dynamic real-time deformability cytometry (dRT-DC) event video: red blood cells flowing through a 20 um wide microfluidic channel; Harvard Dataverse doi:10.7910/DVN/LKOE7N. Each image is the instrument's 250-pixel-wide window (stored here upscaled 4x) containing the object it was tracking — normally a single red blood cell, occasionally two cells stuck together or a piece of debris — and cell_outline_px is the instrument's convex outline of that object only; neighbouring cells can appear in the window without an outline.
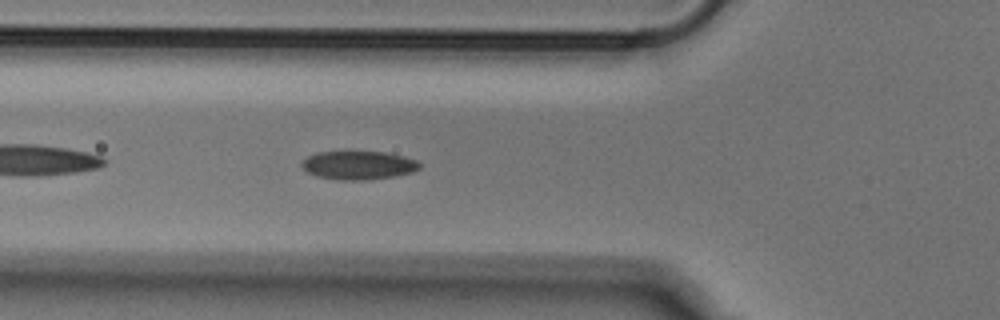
{"species": "Egyptian fruit bat (a non-hibernating species)", "species_latin": "Rousettus aegyptiacus", "temperature_condition": "cold", "stored_images_in_passage": 40, "camera_frame_rate_fps": 3000, "um_per_image_px": 0.085, "animal": {"sex": "male"}, "frame": {"image": 1, "passage_image": 5, "time_ms": 1.333, "image_size_px": [1000, 320], "cell_outline_px": [[420, 168], [412, 172], [392, 176], [368, 180], [336, 180], [316, 176], [308, 172], [300, 164], [308, 156], [316, 152], [388, 152], [404, 156], [416, 160], [420, 164]], "centroid_in_image_um": [30.46, 14.05], "position_along_channel_um": 95.3, "area_um2": 19.54}}
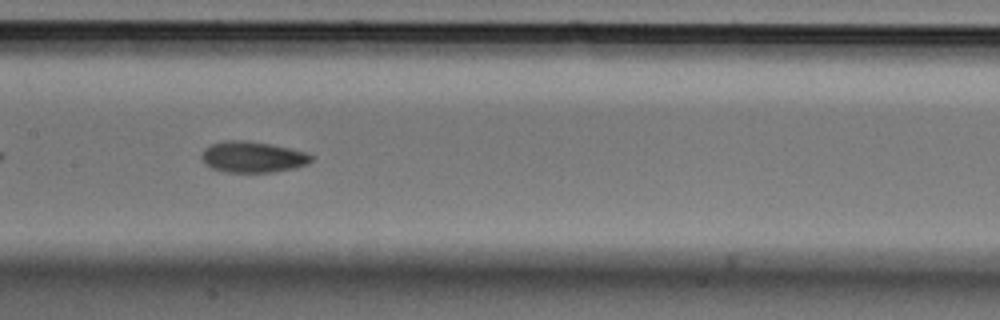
{"frame": {"image": 2, "passage_image": 12, "time_ms": 3.667, "image_size_px": [1000, 320], "cell_outline_px": [[316, 156], [308, 164], [296, 168], [272, 172], [224, 172], [212, 168], [204, 164], [200, 160], [200, 156], [204, 148], [212, 144], [224, 140], [248, 140], [308, 152]], "centroid_in_image_um": [21.47, 13.34], "position_along_channel_um": 185.9, "area_um2": 20.17}}
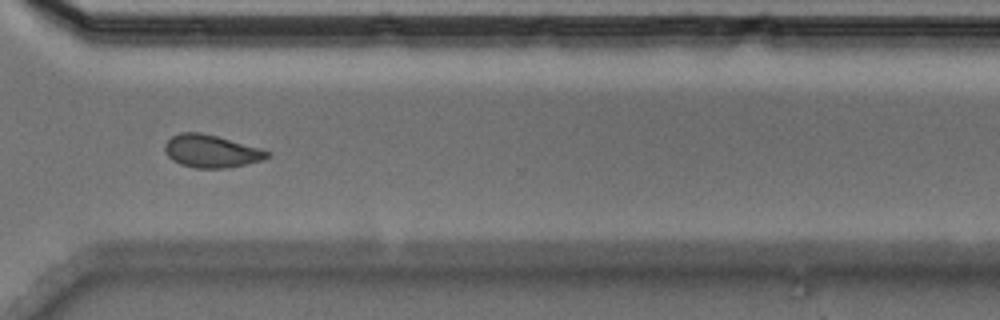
{"frame": {"image": 3, "passage_image": 25, "time_ms": 8.0, "image_size_px": [1000, 320], "cell_outline_px": [[272, 152], [268, 156], [260, 160], [228, 168], [196, 168], [180, 164], [172, 160], [168, 156], [164, 148], [164, 144], [172, 136], [180, 132], [200, 132], [216, 136], [260, 148]], "centroid_in_image_um": [17.92, 12.85], "position_along_channel_um": 352.7, "area_um2": 19.31}}